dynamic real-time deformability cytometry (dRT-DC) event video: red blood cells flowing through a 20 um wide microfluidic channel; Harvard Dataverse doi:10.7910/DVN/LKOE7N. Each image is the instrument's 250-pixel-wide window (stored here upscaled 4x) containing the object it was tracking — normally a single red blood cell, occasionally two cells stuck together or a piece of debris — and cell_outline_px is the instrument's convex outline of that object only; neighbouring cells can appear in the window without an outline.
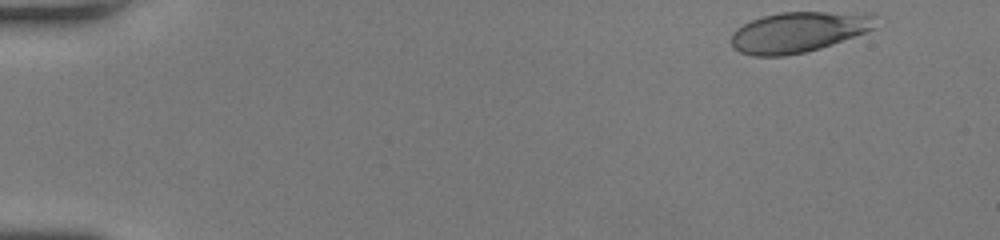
{"species": "human", "species_latin": "Homo sapiens", "temperature_condition": "room temperature", "stored_images_in_passage": 46, "camera_frame_rate_fps": 3000, "um_per_image_px": 0.085, "donor": {"sex": "female"}, "frame": {"image": 1, "passage_image": 1, "time_ms": 0.0, "image_size_px": [1000, 240], "cell_outline_px": [[880, 16], [876, 28], [832, 44], [820, 48], [804, 52], [784, 56], [752, 56], [740, 52], [732, 48], [732, 32], [736, 28], [760, 16], [780, 12], [864, 12]], "centroid_in_image_um": [67.92, 2.7], "position_along_channel_um": 17.1, "area_um2": 34.56}}
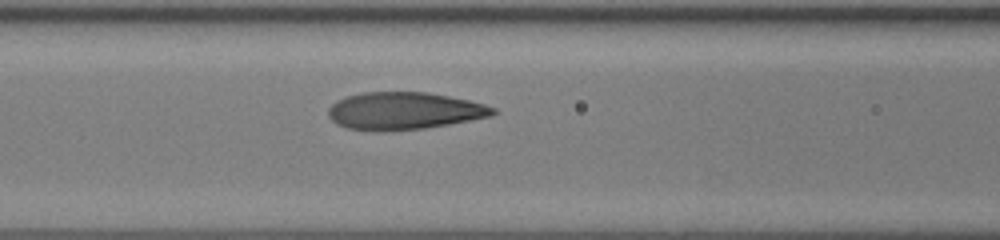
{"frame": {"image": 2, "passage_image": 19, "time_ms": 6.0, "image_size_px": [1000, 240], "cell_outline_px": [[496, 112], [492, 116], [448, 124], [424, 128], [384, 132], [376, 132], [348, 128], [336, 124], [328, 116], [328, 108], [336, 100], [348, 96], [364, 92], [428, 92], [468, 100], [484, 104], [496, 108]], "centroid_in_image_um": [34.32, 9.43], "position_along_channel_um": 132.3, "area_um2": 36.01}}
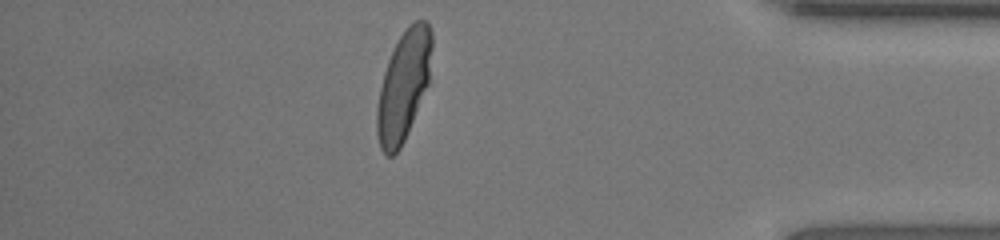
{"frame": {"image": 3, "passage_image": 40, "time_ms": 13.0, "image_size_px": [1000, 240], "cell_outline_px": [[432, 48], [428, 84], [404, 140], [400, 148], [392, 156], [388, 156], [380, 148], [376, 132], [376, 112], [380, 88], [384, 72], [388, 60], [404, 28], [412, 20], [424, 20], [428, 24], [432, 32]], "centroid_in_image_um": [34.3, 7.26], "position_along_channel_um": 400.9, "area_um2": 34.85}, "authors_computed_cell_mechanics": {"area_um2": 35.4025, "velocity_mm_per_s": 4.301, "shape_relaxation_time_tau1_ms": 3.3355, "shape_relaxation_time_tau2_ms": null, "deformation_change_tau1": 0.1964, "deformation_change_tau2": null}}